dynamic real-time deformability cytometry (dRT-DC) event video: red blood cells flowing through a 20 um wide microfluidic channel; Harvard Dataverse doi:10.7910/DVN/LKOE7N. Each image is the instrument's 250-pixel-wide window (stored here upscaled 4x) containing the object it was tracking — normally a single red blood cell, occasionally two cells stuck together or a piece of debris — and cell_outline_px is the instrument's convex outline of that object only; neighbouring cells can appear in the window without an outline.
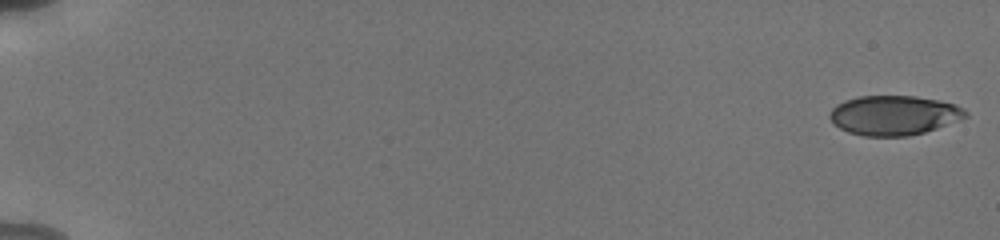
{"species": "human", "species_latin": "Homo sapiens", "temperature_condition": "cold", "stored_images_in_passage": 55, "camera_frame_rate_fps": 3000, "um_per_image_px": 0.085, "donor": {"sex": "male"}, "frame": {"image": 1, "passage_image": 1, "time_ms": 0.0, "image_size_px": [1000, 240], "cell_outline_px": [[968, 116], [960, 120], [924, 132], [908, 136], [864, 136], [848, 132], [840, 128], [828, 116], [832, 108], [836, 104], [844, 100], [860, 96], [916, 96], [940, 100], [956, 104], [964, 108], [968, 112]], "centroid_in_image_um": [76.01, 9.79], "position_along_channel_um": 9.0, "area_um2": 31.44}}
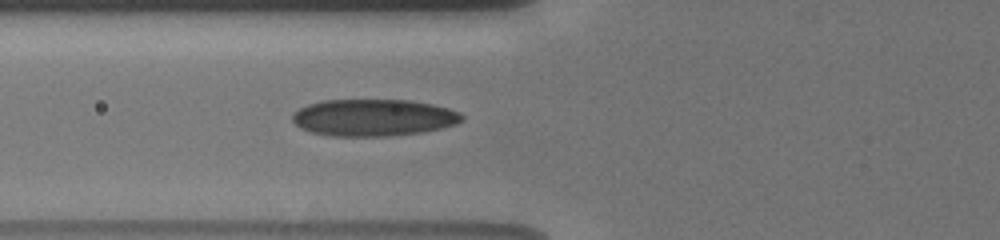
{"frame": {"image": 2, "passage_image": 23, "time_ms": 7.333, "image_size_px": [1000, 240], "cell_outline_px": [[464, 120], [456, 124], [440, 128], [420, 132], [392, 136], [332, 136], [312, 132], [300, 128], [292, 120], [292, 112], [308, 104], [320, 100], [408, 100], [432, 104], [448, 108], [460, 112], [464, 116]], "centroid_in_image_um": [31.73, 9.99], "position_along_channel_um": 94.1, "area_um2": 36.59}}
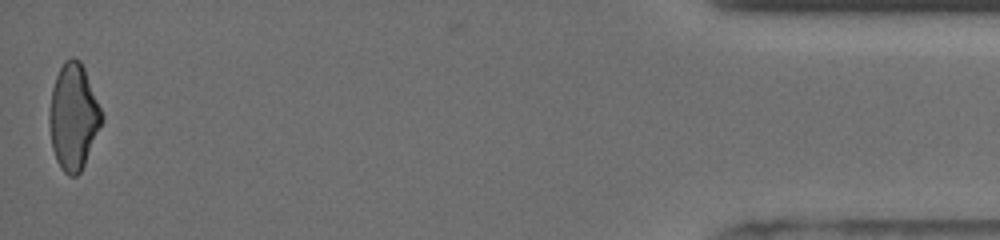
{"frame": {"image": 3, "passage_image": 55, "time_ms": 18.0, "image_size_px": [1000, 240], "cell_outline_px": [[104, 120], [84, 164], [80, 172], [76, 176], [68, 176], [60, 168], [56, 160], [52, 148], [48, 124], [48, 112], [52, 88], [56, 76], [64, 60], [72, 56], [80, 60], [84, 68], [104, 116]], "centroid_in_image_um": [6.22, 9.93], "position_along_channel_um": 429.0, "area_um2": 32.6}, "authors_computed_cell_mechanics": {"area_um2": 34.2176, "velocity_mm_per_s": 3.8383, "shape_relaxation_time_tau1_ms": 4.34, "shape_relaxation_time_tau2_ms": 2.1762, "deformation_change_tau1": 0.1338, "deformation_change_tau2": 0.0787}}